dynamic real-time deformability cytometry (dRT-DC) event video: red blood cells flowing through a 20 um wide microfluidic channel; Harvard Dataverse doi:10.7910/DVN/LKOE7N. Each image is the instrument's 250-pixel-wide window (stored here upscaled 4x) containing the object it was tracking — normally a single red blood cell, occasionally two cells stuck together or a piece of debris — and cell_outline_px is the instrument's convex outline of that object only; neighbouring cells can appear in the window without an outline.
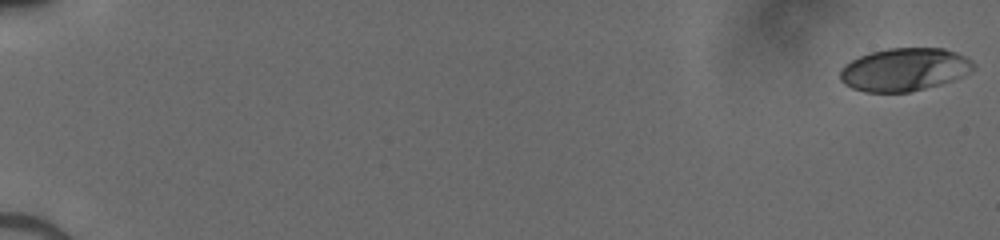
{"species": "human", "species_latin": "Homo sapiens", "temperature_condition": "cold", "stored_images_in_passage": 18, "camera_frame_rate_fps": 3000, "um_per_image_px": 0.085, "donor": {"sex": "male"}, "frame": {"image": 1, "passage_image": 1, "time_ms": 0.0, "image_size_px": [1000, 240], "cell_outline_px": [[976, 68], [972, 72], [964, 76], [940, 84], [912, 92], [864, 92], [852, 88], [844, 84], [840, 80], [840, 68], [844, 64], [860, 56], [872, 52], [888, 48], [944, 48], [956, 52], [972, 60], [976, 64]], "centroid_in_image_um": [76.9, 5.91], "position_along_channel_um": 8.1, "area_um2": 33.7}}
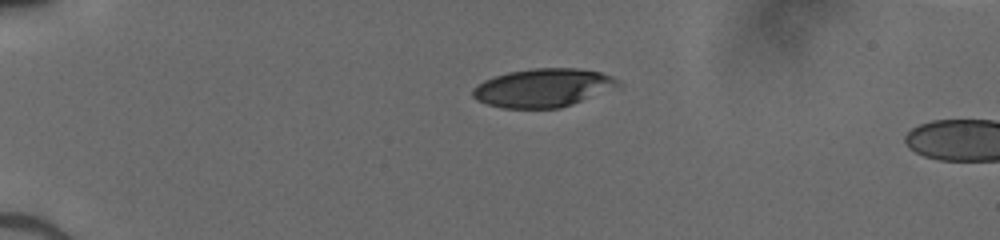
{"frame": {"image": 2, "passage_image": 14, "time_ms": 4.333, "image_size_px": [1000, 240], "cell_outline_px": [[624, 84], [620, 88], [560, 108], [500, 108], [476, 100], [472, 96], [472, 88], [476, 84], [484, 80], [508, 72], [532, 68], [580, 68], [600, 72], [612, 76], [620, 80]], "centroid_in_image_um": [46.22, 7.46], "position_along_channel_um": 38.8, "area_um2": 33.12}}